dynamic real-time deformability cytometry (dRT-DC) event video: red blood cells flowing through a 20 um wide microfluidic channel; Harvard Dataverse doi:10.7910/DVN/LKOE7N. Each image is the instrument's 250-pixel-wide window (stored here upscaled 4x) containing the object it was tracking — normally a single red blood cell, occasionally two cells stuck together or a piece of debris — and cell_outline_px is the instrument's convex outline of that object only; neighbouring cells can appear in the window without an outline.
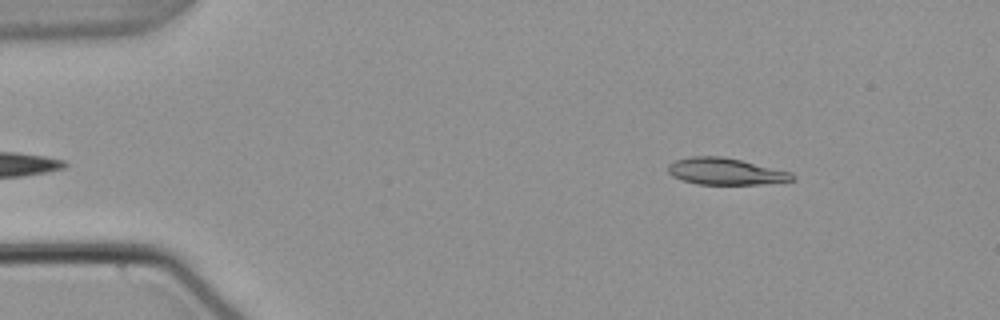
{"species": "common noctule bat (a hibernating species)", "species_latin": "Nyctalus noctula", "temperature_condition": "warm", "stored_images_in_passage": 48, "camera_frame_rate_fps": 3000, "um_per_image_px": 0.085, "animal": {"sex": "male", "body_mass_g": 21.5, "forearm_length_mm": 52.0}, "frame": {"image": 1, "passage_image": 2, "time_ms": 0.333, "image_size_px": [1000, 320], "cell_outline_px": [[796, 180], [760, 184], [696, 184], [672, 176], [668, 172], [668, 164], [676, 160], [692, 156], [720, 156], [740, 160], [792, 172], [796, 176]], "centroid_in_image_um": [61.69, 14.57], "position_along_channel_um": 23.3, "area_um2": 19.25}}
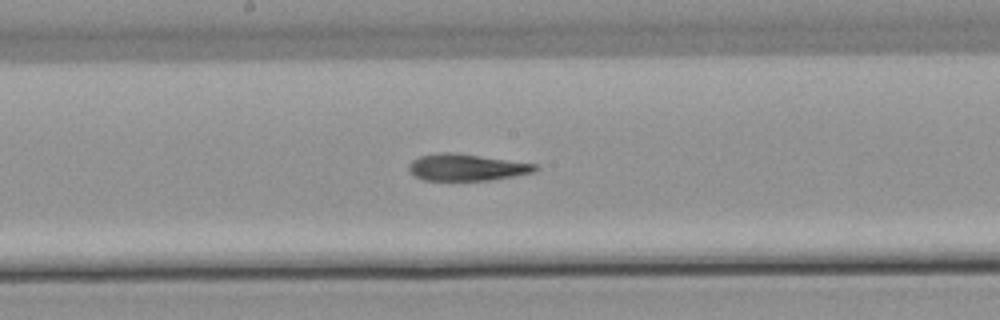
{"frame": {"image": 2, "passage_image": 23, "time_ms": 7.333, "image_size_px": [1000, 320], "cell_outline_px": [[540, 168], [532, 172], [512, 176], [488, 180], [424, 180], [408, 172], [408, 164], [412, 160], [420, 156], [436, 152], [456, 152], [536, 164]], "centroid_in_image_um": [39.6, 14.21], "position_along_channel_um": 208.6, "area_um2": 19.71}}
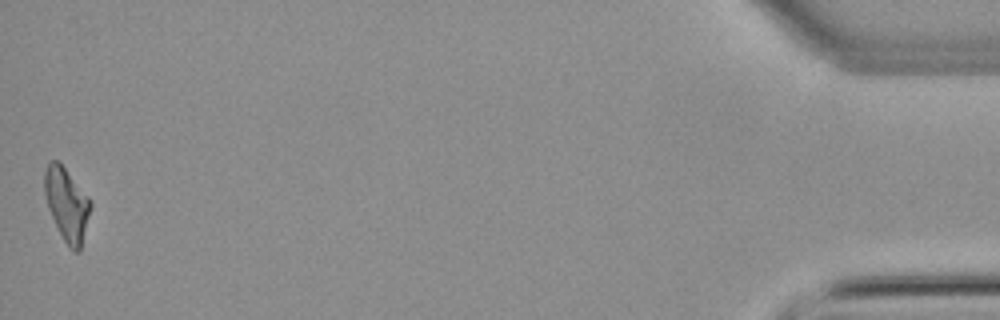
{"frame": {"image": 3, "passage_image": 48, "time_ms": 15.667, "image_size_px": [1000, 320], "cell_outline_px": [[92, 204], [80, 252], [76, 252], [64, 240], [48, 208], [44, 192], [44, 172], [48, 164], [52, 160], [56, 160], [64, 168], [88, 196]], "centroid_in_image_um": [5.68, 17.36], "position_along_channel_um": 429.5, "area_um2": 19.07}, "authors_computed_cell_mechanics": {"area_um2": 19.9699, "velocity_mm_per_s": 3.8082, "shape_relaxation_time_tau1_ms": 8.8727, "shape_relaxation_time_tau2_ms": 4.0298, "deformation_change_tau1": 0.2416, "deformation_change_tau2": 0.1215}}